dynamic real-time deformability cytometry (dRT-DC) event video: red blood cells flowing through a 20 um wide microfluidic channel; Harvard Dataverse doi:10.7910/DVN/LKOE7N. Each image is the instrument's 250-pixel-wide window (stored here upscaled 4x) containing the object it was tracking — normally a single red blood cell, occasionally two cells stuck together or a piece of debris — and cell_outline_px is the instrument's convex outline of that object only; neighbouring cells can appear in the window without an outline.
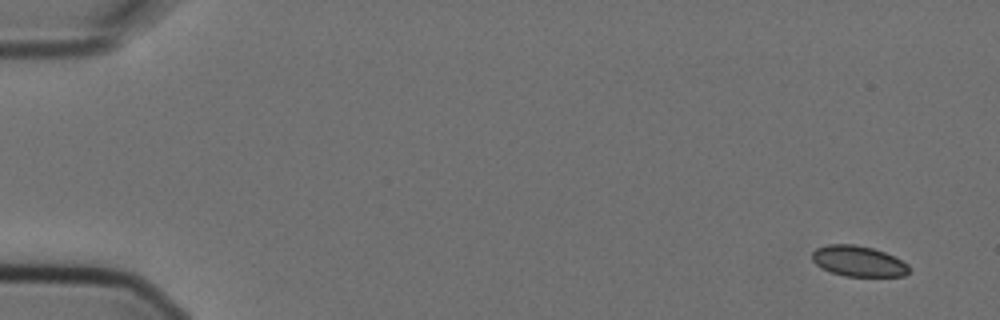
{"species": "Egyptian fruit bat (a non-hibernating species)", "species_latin": "Rousettus aegyptiacus", "temperature_condition": "cold", "stored_images_in_passage": 3, "camera_frame_rate_fps": 3000, "um_per_image_px": 0.085, "animal": {"sex": "female"}, "frame": {"image": 1, "passage_image": 1, "time_ms": 0.0, "image_size_px": [1000, 320], "cell_outline_px": [[908, 272], [904, 276], [844, 276], [832, 272], [816, 264], [812, 260], [812, 252], [816, 248], [828, 244], [852, 244], [872, 248], [884, 252], [908, 264]], "centroid_in_image_um": [72.93, 22.19], "position_along_channel_um": 12.1, "area_um2": 17.05}}
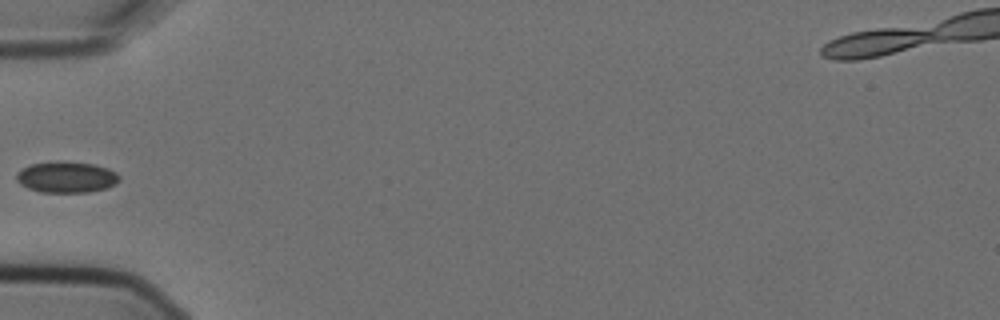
{"frame": {"image": 2, "passage_image": 3, "time_ms": 0.667, "image_size_px": [1000, 320], "cell_outline_px": [[120, 180], [116, 184], [104, 188], [88, 192], [40, 192], [28, 188], [20, 184], [16, 180], [16, 176], [24, 168], [32, 164], [56, 160], [92, 164], [108, 168], [116, 172], [120, 176]], "centroid_in_image_um": [5.66, 15.05], "position_along_channel_um": 79.3, "area_um2": 18.61}}